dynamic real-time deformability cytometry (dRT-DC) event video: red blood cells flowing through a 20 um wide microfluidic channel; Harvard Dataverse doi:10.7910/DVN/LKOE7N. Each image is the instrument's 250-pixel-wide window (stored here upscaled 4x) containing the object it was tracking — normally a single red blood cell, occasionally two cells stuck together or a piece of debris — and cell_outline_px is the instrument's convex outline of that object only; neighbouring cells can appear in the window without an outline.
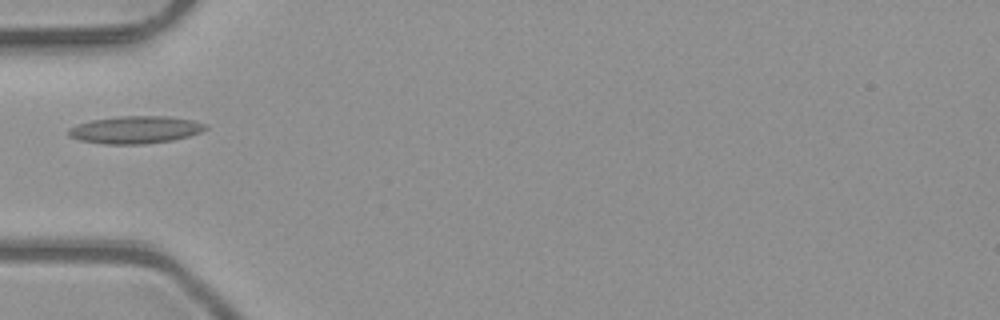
{"species": "common noctule bat (a hibernating species)", "species_latin": "Nyctalus noctula", "temperature_condition": "room temperature", "stored_images_in_passage": 1, "camera_frame_rate_fps": 3000, "um_per_image_px": 0.085, "animal": {"sex": "male", "body_mass_g": 23.1, "forearm_length_mm": 52.7}, "frame": {"image": 1, "passage_image": 1, "time_ms": 0.0, "image_size_px": [1000, 320], "cell_outline_px": [[208, 128], [200, 132], [188, 136], [172, 140], [144, 144], [104, 144], [80, 140], [68, 136], [68, 128], [76, 124], [92, 120], [116, 116], [168, 116], [192, 120], [208, 124]], "centroid_in_image_um": [11.49, 11.02], "position_along_channel_um": 73.5, "area_um2": 22.02}}